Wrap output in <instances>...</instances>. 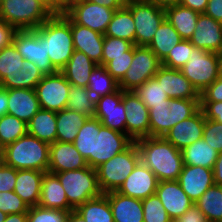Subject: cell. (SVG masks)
Masks as SVG:
<instances>
[{"label": "cell", "instance_id": "cell-1", "mask_svg": "<svg viewBox=\"0 0 222 222\" xmlns=\"http://www.w3.org/2000/svg\"><path fill=\"white\" fill-rule=\"evenodd\" d=\"M133 142L127 134L105 127L97 118L92 117L79 128L73 144L86 159L88 166L96 169Z\"/></svg>", "mask_w": 222, "mask_h": 222}, {"label": "cell", "instance_id": "cell-2", "mask_svg": "<svg viewBox=\"0 0 222 222\" xmlns=\"http://www.w3.org/2000/svg\"><path fill=\"white\" fill-rule=\"evenodd\" d=\"M136 142L140 162L147 166L158 181H177L183 168L181 150L164 137H145Z\"/></svg>", "mask_w": 222, "mask_h": 222}, {"label": "cell", "instance_id": "cell-3", "mask_svg": "<svg viewBox=\"0 0 222 222\" xmlns=\"http://www.w3.org/2000/svg\"><path fill=\"white\" fill-rule=\"evenodd\" d=\"M36 30L45 39V49L52 66L61 71L74 52L71 20L63 12L53 14Z\"/></svg>", "mask_w": 222, "mask_h": 222}, {"label": "cell", "instance_id": "cell-4", "mask_svg": "<svg viewBox=\"0 0 222 222\" xmlns=\"http://www.w3.org/2000/svg\"><path fill=\"white\" fill-rule=\"evenodd\" d=\"M49 146L48 143L27 133L3 148V163L16 170L48 172Z\"/></svg>", "mask_w": 222, "mask_h": 222}, {"label": "cell", "instance_id": "cell-5", "mask_svg": "<svg viewBox=\"0 0 222 222\" xmlns=\"http://www.w3.org/2000/svg\"><path fill=\"white\" fill-rule=\"evenodd\" d=\"M54 13L39 0H3L0 19L16 30H35Z\"/></svg>", "mask_w": 222, "mask_h": 222}, {"label": "cell", "instance_id": "cell-6", "mask_svg": "<svg viewBox=\"0 0 222 222\" xmlns=\"http://www.w3.org/2000/svg\"><path fill=\"white\" fill-rule=\"evenodd\" d=\"M140 162L136 142L123 152L96 168L98 184L103 194L117 191Z\"/></svg>", "mask_w": 222, "mask_h": 222}, {"label": "cell", "instance_id": "cell-7", "mask_svg": "<svg viewBox=\"0 0 222 222\" xmlns=\"http://www.w3.org/2000/svg\"><path fill=\"white\" fill-rule=\"evenodd\" d=\"M65 191L68 204L75 210L86 201L101 196L96 169L86 167L55 173Z\"/></svg>", "mask_w": 222, "mask_h": 222}, {"label": "cell", "instance_id": "cell-8", "mask_svg": "<svg viewBox=\"0 0 222 222\" xmlns=\"http://www.w3.org/2000/svg\"><path fill=\"white\" fill-rule=\"evenodd\" d=\"M135 24V45L148 46L161 23L166 19L164 5L149 0L125 3Z\"/></svg>", "mask_w": 222, "mask_h": 222}, {"label": "cell", "instance_id": "cell-9", "mask_svg": "<svg viewBox=\"0 0 222 222\" xmlns=\"http://www.w3.org/2000/svg\"><path fill=\"white\" fill-rule=\"evenodd\" d=\"M180 70L200 94L219 77L218 53L194 47Z\"/></svg>", "mask_w": 222, "mask_h": 222}, {"label": "cell", "instance_id": "cell-10", "mask_svg": "<svg viewBox=\"0 0 222 222\" xmlns=\"http://www.w3.org/2000/svg\"><path fill=\"white\" fill-rule=\"evenodd\" d=\"M161 61L146 46H133V60L123 79L118 83L123 91H135L148 79L154 78Z\"/></svg>", "mask_w": 222, "mask_h": 222}, {"label": "cell", "instance_id": "cell-11", "mask_svg": "<svg viewBox=\"0 0 222 222\" xmlns=\"http://www.w3.org/2000/svg\"><path fill=\"white\" fill-rule=\"evenodd\" d=\"M62 12L73 23L86 26L104 35L115 10L88 0H74Z\"/></svg>", "mask_w": 222, "mask_h": 222}, {"label": "cell", "instance_id": "cell-12", "mask_svg": "<svg viewBox=\"0 0 222 222\" xmlns=\"http://www.w3.org/2000/svg\"><path fill=\"white\" fill-rule=\"evenodd\" d=\"M71 84L61 71L44 75L35 91L41 109L58 112L66 108Z\"/></svg>", "mask_w": 222, "mask_h": 222}, {"label": "cell", "instance_id": "cell-13", "mask_svg": "<svg viewBox=\"0 0 222 222\" xmlns=\"http://www.w3.org/2000/svg\"><path fill=\"white\" fill-rule=\"evenodd\" d=\"M13 43L25 61L34 62L44 75L57 70L52 66L45 49V39L35 30H17Z\"/></svg>", "mask_w": 222, "mask_h": 222}, {"label": "cell", "instance_id": "cell-14", "mask_svg": "<svg viewBox=\"0 0 222 222\" xmlns=\"http://www.w3.org/2000/svg\"><path fill=\"white\" fill-rule=\"evenodd\" d=\"M126 113V134L135 142L150 136L149 109L134 91H123Z\"/></svg>", "mask_w": 222, "mask_h": 222}, {"label": "cell", "instance_id": "cell-15", "mask_svg": "<svg viewBox=\"0 0 222 222\" xmlns=\"http://www.w3.org/2000/svg\"><path fill=\"white\" fill-rule=\"evenodd\" d=\"M103 126L126 134V113L122 99V89L96 99L94 113Z\"/></svg>", "mask_w": 222, "mask_h": 222}, {"label": "cell", "instance_id": "cell-16", "mask_svg": "<svg viewBox=\"0 0 222 222\" xmlns=\"http://www.w3.org/2000/svg\"><path fill=\"white\" fill-rule=\"evenodd\" d=\"M24 62L13 42L0 50V88H24Z\"/></svg>", "mask_w": 222, "mask_h": 222}, {"label": "cell", "instance_id": "cell-17", "mask_svg": "<svg viewBox=\"0 0 222 222\" xmlns=\"http://www.w3.org/2000/svg\"><path fill=\"white\" fill-rule=\"evenodd\" d=\"M204 126L205 116L200 108L194 115L173 126L163 137L177 149L183 150L202 138Z\"/></svg>", "mask_w": 222, "mask_h": 222}, {"label": "cell", "instance_id": "cell-18", "mask_svg": "<svg viewBox=\"0 0 222 222\" xmlns=\"http://www.w3.org/2000/svg\"><path fill=\"white\" fill-rule=\"evenodd\" d=\"M88 167L86 159L73 143L55 141L49 146L48 172L58 173Z\"/></svg>", "mask_w": 222, "mask_h": 222}, {"label": "cell", "instance_id": "cell-19", "mask_svg": "<svg viewBox=\"0 0 222 222\" xmlns=\"http://www.w3.org/2000/svg\"><path fill=\"white\" fill-rule=\"evenodd\" d=\"M158 182L156 175L139 162L117 192L142 200L155 194Z\"/></svg>", "mask_w": 222, "mask_h": 222}, {"label": "cell", "instance_id": "cell-20", "mask_svg": "<svg viewBox=\"0 0 222 222\" xmlns=\"http://www.w3.org/2000/svg\"><path fill=\"white\" fill-rule=\"evenodd\" d=\"M154 78L162 85L170 99H200V94L181 70L161 65Z\"/></svg>", "mask_w": 222, "mask_h": 222}, {"label": "cell", "instance_id": "cell-21", "mask_svg": "<svg viewBox=\"0 0 222 222\" xmlns=\"http://www.w3.org/2000/svg\"><path fill=\"white\" fill-rule=\"evenodd\" d=\"M189 41L203 50L222 52V22L204 13L199 14L195 31Z\"/></svg>", "mask_w": 222, "mask_h": 222}, {"label": "cell", "instance_id": "cell-22", "mask_svg": "<svg viewBox=\"0 0 222 222\" xmlns=\"http://www.w3.org/2000/svg\"><path fill=\"white\" fill-rule=\"evenodd\" d=\"M155 194L171 219L180 218L194 204L178 181H159Z\"/></svg>", "mask_w": 222, "mask_h": 222}, {"label": "cell", "instance_id": "cell-23", "mask_svg": "<svg viewBox=\"0 0 222 222\" xmlns=\"http://www.w3.org/2000/svg\"><path fill=\"white\" fill-rule=\"evenodd\" d=\"M177 181L187 196L195 203L205 191L214 185L213 169L183 165Z\"/></svg>", "mask_w": 222, "mask_h": 222}, {"label": "cell", "instance_id": "cell-24", "mask_svg": "<svg viewBox=\"0 0 222 222\" xmlns=\"http://www.w3.org/2000/svg\"><path fill=\"white\" fill-rule=\"evenodd\" d=\"M74 50L85 53L96 64L102 65L104 35L71 21Z\"/></svg>", "mask_w": 222, "mask_h": 222}, {"label": "cell", "instance_id": "cell-25", "mask_svg": "<svg viewBox=\"0 0 222 222\" xmlns=\"http://www.w3.org/2000/svg\"><path fill=\"white\" fill-rule=\"evenodd\" d=\"M40 109L35 89H8L7 114L28 123Z\"/></svg>", "mask_w": 222, "mask_h": 222}, {"label": "cell", "instance_id": "cell-26", "mask_svg": "<svg viewBox=\"0 0 222 222\" xmlns=\"http://www.w3.org/2000/svg\"><path fill=\"white\" fill-rule=\"evenodd\" d=\"M113 213L114 222H144L142 200L117 191L105 193Z\"/></svg>", "mask_w": 222, "mask_h": 222}, {"label": "cell", "instance_id": "cell-27", "mask_svg": "<svg viewBox=\"0 0 222 222\" xmlns=\"http://www.w3.org/2000/svg\"><path fill=\"white\" fill-rule=\"evenodd\" d=\"M38 205L43 208L65 211L67 213L74 210L68 204L65 191L58 176L50 172H45L43 176Z\"/></svg>", "mask_w": 222, "mask_h": 222}, {"label": "cell", "instance_id": "cell-28", "mask_svg": "<svg viewBox=\"0 0 222 222\" xmlns=\"http://www.w3.org/2000/svg\"><path fill=\"white\" fill-rule=\"evenodd\" d=\"M45 172L38 170H16L14 192L29 206L38 205L41 194V184Z\"/></svg>", "mask_w": 222, "mask_h": 222}, {"label": "cell", "instance_id": "cell-29", "mask_svg": "<svg viewBox=\"0 0 222 222\" xmlns=\"http://www.w3.org/2000/svg\"><path fill=\"white\" fill-rule=\"evenodd\" d=\"M166 19L179 33L182 39L189 40L197 25L198 12L179 3L164 6Z\"/></svg>", "mask_w": 222, "mask_h": 222}, {"label": "cell", "instance_id": "cell-30", "mask_svg": "<svg viewBox=\"0 0 222 222\" xmlns=\"http://www.w3.org/2000/svg\"><path fill=\"white\" fill-rule=\"evenodd\" d=\"M96 66L97 64L85 53L74 50L73 55L61 72L71 85L87 87L89 77Z\"/></svg>", "mask_w": 222, "mask_h": 222}, {"label": "cell", "instance_id": "cell-31", "mask_svg": "<svg viewBox=\"0 0 222 222\" xmlns=\"http://www.w3.org/2000/svg\"><path fill=\"white\" fill-rule=\"evenodd\" d=\"M27 133L49 145L56 141V112L40 109L27 123Z\"/></svg>", "mask_w": 222, "mask_h": 222}, {"label": "cell", "instance_id": "cell-32", "mask_svg": "<svg viewBox=\"0 0 222 222\" xmlns=\"http://www.w3.org/2000/svg\"><path fill=\"white\" fill-rule=\"evenodd\" d=\"M181 152L184 165L201 166L208 169L214 168L219 153L203 138L185 147Z\"/></svg>", "mask_w": 222, "mask_h": 222}, {"label": "cell", "instance_id": "cell-33", "mask_svg": "<svg viewBox=\"0 0 222 222\" xmlns=\"http://www.w3.org/2000/svg\"><path fill=\"white\" fill-rule=\"evenodd\" d=\"M87 119L88 117L66 108L56 112V141L73 143L79 128Z\"/></svg>", "mask_w": 222, "mask_h": 222}, {"label": "cell", "instance_id": "cell-34", "mask_svg": "<svg viewBox=\"0 0 222 222\" xmlns=\"http://www.w3.org/2000/svg\"><path fill=\"white\" fill-rule=\"evenodd\" d=\"M182 40L179 33L175 28L165 19L155 32L153 39L147 46L151 51L157 56V58L162 61L172 50Z\"/></svg>", "mask_w": 222, "mask_h": 222}, {"label": "cell", "instance_id": "cell-35", "mask_svg": "<svg viewBox=\"0 0 222 222\" xmlns=\"http://www.w3.org/2000/svg\"><path fill=\"white\" fill-rule=\"evenodd\" d=\"M104 36L125 39L135 45V24L131 10L126 5L115 10Z\"/></svg>", "mask_w": 222, "mask_h": 222}, {"label": "cell", "instance_id": "cell-36", "mask_svg": "<svg viewBox=\"0 0 222 222\" xmlns=\"http://www.w3.org/2000/svg\"><path fill=\"white\" fill-rule=\"evenodd\" d=\"M86 222H114L113 213L105 194L86 201L75 209Z\"/></svg>", "mask_w": 222, "mask_h": 222}, {"label": "cell", "instance_id": "cell-37", "mask_svg": "<svg viewBox=\"0 0 222 222\" xmlns=\"http://www.w3.org/2000/svg\"><path fill=\"white\" fill-rule=\"evenodd\" d=\"M206 216L208 222H222V190L213 185L194 203Z\"/></svg>", "mask_w": 222, "mask_h": 222}, {"label": "cell", "instance_id": "cell-38", "mask_svg": "<svg viewBox=\"0 0 222 222\" xmlns=\"http://www.w3.org/2000/svg\"><path fill=\"white\" fill-rule=\"evenodd\" d=\"M66 109L76 111L88 118H92L96 111V99L86 87L71 85Z\"/></svg>", "mask_w": 222, "mask_h": 222}, {"label": "cell", "instance_id": "cell-39", "mask_svg": "<svg viewBox=\"0 0 222 222\" xmlns=\"http://www.w3.org/2000/svg\"><path fill=\"white\" fill-rule=\"evenodd\" d=\"M93 98L111 94L118 88V82L106 71L104 65L97 64L89 77V82L86 87Z\"/></svg>", "mask_w": 222, "mask_h": 222}, {"label": "cell", "instance_id": "cell-40", "mask_svg": "<svg viewBox=\"0 0 222 222\" xmlns=\"http://www.w3.org/2000/svg\"><path fill=\"white\" fill-rule=\"evenodd\" d=\"M26 134L27 123L10 114L0 116V147L2 149Z\"/></svg>", "mask_w": 222, "mask_h": 222}, {"label": "cell", "instance_id": "cell-41", "mask_svg": "<svg viewBox=\"0 0 222 222\" xmlns=\"http://www.w3.org/2000/svg\"><path fill=\"white\" fill-rule=\"evenodd\" d=\"M134 92L148 109H151L153 106L169 105L170 103V98L155 78L148 79Z\"/></svg>", "mask_w": 222, "mask_h": 222}, {"label": "cell", "instance_id": "cell-42", "mask_svg": "<svg viewBox=\"0 0 222 222\" xmlns=\"http://www.w3.org/2000/svg\"><path fill=\"white\" fill-rule=\"evenodd\" d=\"M150 137H163L173 126L172 109L169 105L149 109Z\"/></svg>", "mask_w": 222, "mask_h": 222}, {"label": "cell", "instance_id": "cell-43", "mask_svg": "<svg viewBox=\"0 0 222 222\" xmlns=\"http://www.w3.org/2000/svg\"><path fill=\"white\" fill-rule=\"evenodd\" d=\"M195 46L189 41L182 39L169 51L168 55L161 61V65L180 70L191 57L192 49Z\"/></svg>", "mask_w": 222, "mask_h": 222}, {"label": "cell", "instance_id": "cell-44", "mask_svg": "<svg viewBox=\"0 0 222 222\" xmlns=\"http://www.w3.org/2000/svg\"><path fill=\"white\" fill-rule=\"evenodd\" d=\"M144 222H171L166 209L156 194L142 199Z\"/></svg>", "mask_w": 222, "mask_h": 222}, {"label": "cell", "instance_id": "cell-45", "mask_svg": "<svg viewBox=\"0 0 222 222\" xmlns=\"http://www.w3.org/2000/svg\"><path fill=\"white\" fill-rule=\"evenodd\" d=\"M174 126L194 115L200 109V99H170Z\"/></svg>", "mask_w": 222, "mask_h": 222}, {"label": "cell", "instance_id": "cell-46", "mask_svg": "<svg viewBox=\"0 0 222 222\" xmlns=\"http://www.w3.org/2000/svg\"><path fill=\"white\" fill-rule=\"evenodd\" d=\"M134 44L128 40L104 36L102 50V65H106L110 61V57L127 56Z\"/></svg>", "mask_w": 222, "mask_h": 222}, {"label": "cell", "instance_id": "cell-47", "mask_svg": "<svg viewBox=\"0 0 222 222\" xmlns=\"http://www.w3.org/2000/svg\"><path fill=\"white\" fill-rule=\"evenodd\" d=\"M68 213L60 210L43 208L39 205L29 207L27 222H66Z\"/></svg>", "mask_w": 222, "mask_h": 222}, {"label": "cell", "instance_id": "cell-48", "mask_svg": "<svg viewBox=\"0 0 222 222\" xmlns=\"http://www.w3.org/2000/svg\"><path fill=\"white\" fill-rule=\"evenodd\" d=\"M133 60V47L127 51V56L110 57L105 65L106 71L119 83Z\"/></svg>", "mask_w": 222, "mask_h": 222}, {"label": "cell", "instance_id": "cell-49", "mask_svg": "<svg viewBox=\"0 0 222 222\" xmlns=\"http://www.w3.org/2000/svg\"><path fill=\"white\" fill-rule=\"evenodd\" d=\"M0 210L5 214L27 213L29 206L14 192H0Z\"/></svg>", "mask_w": 222, "mask_h": 222}, {"label": "cell", "instance_id": "cell-50", "mask_svg": "<svg viewBox=\"0 0 222 222\" xmlns=\"http://www.w3.org/2000/svg\"><path fill=\"white\" fill-rule=\"evenodd\" d=\"M202 138L218 152H222V123L205 119Z\"/></svg>", "mask_w": 222, "mask_h": 222}, {"label": "cell", "instance_id": "cell-51", "mask_svg": "<svg viewBox=\"0 0 222 222\" xmlns=\"http://www.w3.org/2000/svg\"><path fill=\"white\" fill-rule=\"evenodd\" d=\"M24 89H35L44 77L43 72L31 61H25L23 66Z\"/></svg>", "mask_w": 222, "mask_h": 222}, {"label": "cell", "instance_id": "cell-52", "mask_svg": "<svg viewBox=\"0 0 222 222\" xmlns=\"http://www.w3.org/2000/svg\"><path fill=\"white\" fill-rule=\"evenodd\" d=\"M16 182V169L5 163L0 164V192L14 191Z\"/></svg>", "mask_w": 222, "mask_h": 222}, {"label": "cell", "instance_id": "cell-53", "mask_svg": "<svg viewBox=\"0 0 222 222\" xmlns=\"http://www.w3.org/2000/svg\"><path fill=\"white\" fill-rule=\"evenodd\" d=\"M222 101V77H218L211 85L200 93V102Z\"/></svg>", "mask_w": 222, "mask_h": 222}, {"label": "cell", "instance_id": "cell-54", "mask_svg": "<svg viewBox=\"0 0 222 222\" xmlns=\"http://www.w3.org/2000/svg\"><path fill=\"white\" fill-rule=\"evenodd\" d=\"M205 119L222 123V101L219 102H200Z\"/></svg>", "mask_w": 222, "mask_h": 222}, {"label": "cell", "instance_id": "cell-55", "mask_svg": "<svg viewBox=\"0 0 222 222\" xmlns=\"http://www.w3.org/2000/svg\"><path fill=\"white\" fill-rule=\"evenodd\" d=\"M17 30L7 22L0 19V50L13 42Z\"/></svg>", "mask_w": 222, "mask_h": 222}, {"label": "cell", "instance_id": "cell-56", "mask_svg": "<svg viewBox=\"0 0 222 222\" xmlns=\"http://www.w3.org/2000/svg\"><path fill=\"white\" fill-rule=\"evenodd\" d=\"M178 219L182 222H208L204 213L195 204Z\"/></svg>", "mask_w": 222, "mask_h": 222}, {"label": "cell", "instance_id": "cell-57", "mask_svg": "<svg viewBox=\"0 0 222 222\" xmlns=\"http://www.w3.org/2000/svg\"><path fill=\"white\" fill-rule=\"evenodd\" d=\"M204 14L222 22V0H208Z\"/></svg>", "mask_w": 222, "mask_h": 222}, {"label": "cell", "instance_id": "cell-58", "mask_svg": "<svg viewBox=\"0 0 222 222\" xmlns=\"http://www.w3.org/2000/svg\"><path fill=\"white\" fill-rule=\"evenodd\" d=\"M178 3L201 14L205 12L208 0H179Z\"/></svg>", "mask_w": 222, "mask_h": 222}, {"label": "cell", "instance_id": "cell-59", "mask_svg": "<svg viewBox=\"0 0 222 222\" xmlns=\"http://www.w3.org/2000/svg\"><path fill=\"white\" fill-rule=\"evenodd\" d=\"M213 177L215 185H222V152L218 153V157L213 168Z\"/></svg>", "mask_w": 222, "mask_h": 222}, {"label": "cell", "instance_id": "cell-60", "mask_svg": "<svg viewBox=\"0 0 222 222\" xmlns=\"http://www.w3.org/2000/svg\"><path fill=\"white\" fill-rule=\"evenodd\" d=\"M88 1L109 7L114 10L120 9L125 5V3L122 0H88Z\"/></svg>", "mask_w": 222, "mask_h": 222}, {"label": "cell", "instance_id": "cell-61", "mask_svg": "<svg viewBox=\"0 0 222 222\" xmlns=\"http://www.w3.org/2000/svg\"><path fill=\"white\" fill-rule=\"evenodd\" d=\"M8 109V89L0 88V116L7 114Z\"/></svg>", "mask_w": 222, "mask_h": 222}, {"label": "cell", "instance_id": "cell-62", "mask_svg": "<svg viewBox=\"0 0 222 222\" xmlns=\"http://www.w3.org/2000/svg\"><path fill=\"white\" fill-rule=\"evenodd\" d=\"M27 213H13L8 214L4 222H27Z\"/></svg>", "mask_w": 222, "mask_h": 222}, {"label": "cell", "instance_id": "cell-63", "mask_svg": "<svg viewBox=\"0 0 222 222\" xmlns=\"http://www.w3.org/2000/svg\"><path fill=\"white\" fill-rule=\"evenodd\" d=\"M44 3L54 14H59L63 11V7L56 0H39Z\"/></svg>", "mask_w": 222, "mask_h": 222}, {"label": "cell", "instance_id": "cell-64", "mask_svg": "<svg viewBox=\"0 0 222 222\" xmlns=\"http://www.w3.org/2000/svg\"><path fill=\"white\" fill-rule=\"evenodd\" d=\"M66 222H86V221L78 212H76L75 210H72L68 212Z\"/></svg>", "mask_w": 222, "mask_h": 222}, {"label": "cell", "instance_id": "cell-65", "mask_svg": "<svg viewBox=\"0 0 222 222\" xmlns=\"http://www.w3.org/2000/svg\"><path fill=\"white\" fill-rule=\"evenodd\" d=\"M149 1L161 4V5H164V6L167 5V4H172V3H178L179 2V0H149Z\"/></svg>", "mask_w": 222, "mask_h": 222}, {"label": "cell", "instance_id": "cell-66", "mask_svg": "<svg viewBox=\"0 0 222 222\" xmlns=\"http://www.w3.org/2000/svg\"><path fill=\"white\" fill-rule=\"evenodd\" d=\"M218 71L219 77H222V52L218 53Z\"/></svg>", "mask_w": 222, "mask_h": 222}, {"label": "cell", "instance_id": "cell-67", "mask_svg": "<svg viewBox=\"0 0 222 222\" xmlns=\"http://www.w3.org/2000/svg\"><path fill=\"white\" fill-rule=\"evenodd\" d=\"M63 8L67 6V0H56Z\"/></svg>", "mask_w": 222, "mask_h": 222}, {"label": "cell", "instance_id": "cell-68", "mask_svg": "<svg viewBox=\"0 0 222 222\" xmlns=\"http://www.w3.org/2000/svg\"><path fill=\"white\" fill-rule=\"evenodd\" d=\"M6 216H7V214H5L4 212H2V211L0 210V222H4Z\"/></svg>", "mask_w": 222, "mask_h": 222}, {"label": "cell", "instance_id": "cell-69", "mask_svg": "<svg viewBox=\"0 0 222 222\" xmlns=\"http://www.w3.org/2000/svg\"><path fill=\"white\" fill-rule=\"evenodd\" d=\"M3 149L0 147V164L3 162Z\"/></svg>", "mask_w": 222, "mask_h": 222}, {"label": "cell", "instance_id": "cell-70", "mask_svg": "<svg viewBox=\"0 0 222 222\" xmlns=\"http://www.w3.org/2000/svg\"><path fill=\"white\" fill-rule=\"evenodd\" d=\"M171 222H182L180 219H171Z\"/></svg>", "mask_w": 222, "mask_h": 222}, {"label": "cell", "instance_id": "cell-71", "mask_svg": "<svg viewBox=\"0 0 222 222\" xmlns=\"http://www.w3.org/2000/svg\"><path fill=\"white\" fill-rule=\"evenodd\" d=\"M124 3H127V2H131V1H134V0H122Z\"/></svg>", "mask_w": 222, "mask_h": 222}, {"label": "cell", "instance_id": "cell-72", "mask_svg": "<svg viewBox=\"0 0 222 222\" xmlns=\"http://www.w3.org/2000/svg\"><path fill=\"white\" fill-rule=\"evenodd\" d=\"M72 1H74V0H67V5H68L69 3H71Z\"/></svg>", "mask_w": 222, "mask_h": 222}]
</instances>
